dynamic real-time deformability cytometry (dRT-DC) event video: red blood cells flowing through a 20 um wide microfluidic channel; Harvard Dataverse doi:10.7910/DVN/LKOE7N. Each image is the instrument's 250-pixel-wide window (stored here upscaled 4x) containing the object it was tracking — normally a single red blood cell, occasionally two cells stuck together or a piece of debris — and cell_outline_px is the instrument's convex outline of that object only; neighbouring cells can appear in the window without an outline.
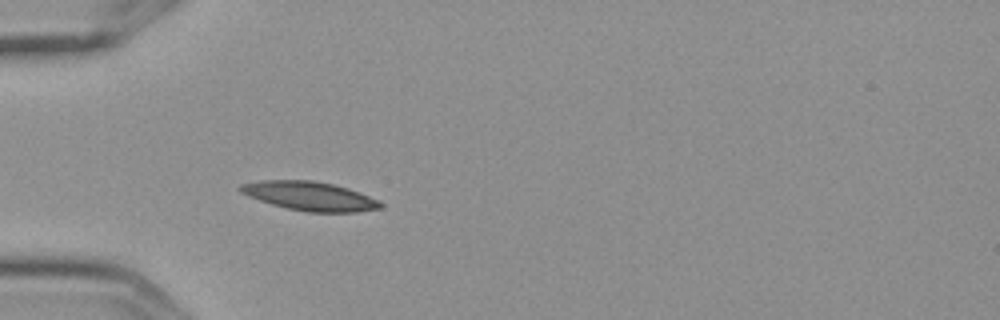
{"species": "Egyptian fruit bat (a non-hibernating species)", "species_latin": "Rousettus aegyptiacus", "temperature_condition": "cold", "stored_images_in_passage": 4, "camera_frame_rate_fps": 3000, "um_per_image_px": 0.085, "frame": {"image": 1, "passage_image": 4, "time_ms": 1.0, "image_size_px": [1000, 320], "cell_outline_px": [[384, 204], [380, 208], [356, 212], [308, 212], [288, 208], [272, 204], [248, 196], [240, 192], [236, 188], [240, 184], [260, 180], [312, 180], [332, 184], [348, 188], [380, 200]], "centroid_in_image_um": [26.31, 16.66], "position_along_channel_um": 58.7, "area_um2": 23.64}}